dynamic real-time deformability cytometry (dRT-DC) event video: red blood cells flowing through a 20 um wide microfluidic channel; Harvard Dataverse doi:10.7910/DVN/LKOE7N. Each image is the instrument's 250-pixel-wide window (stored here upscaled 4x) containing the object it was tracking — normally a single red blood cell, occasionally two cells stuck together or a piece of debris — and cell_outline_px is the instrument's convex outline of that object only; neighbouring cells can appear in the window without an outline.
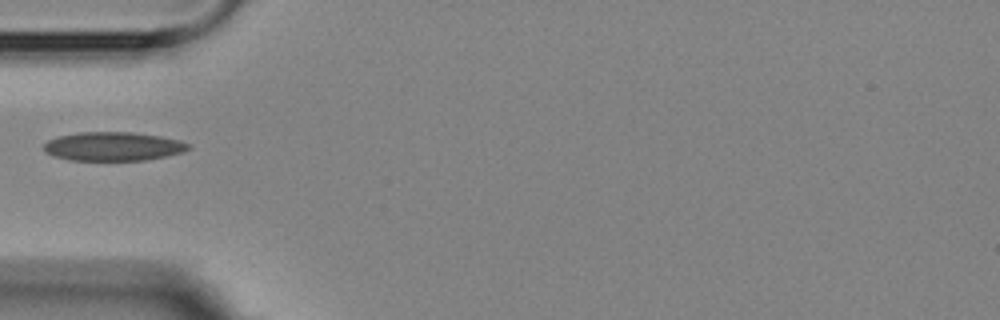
{"species": "Egyptian fruit bat (a non-hibernating species)", "species_latin": "Rousettus aegyptiacus", "temperature_condition": "room temperature", "stored_images_in_passage": 8, "camera_frame_rate_fps": 3000, "um_per_image_px": 0.085, "animal": {"sex": "female"}, "frame": {"image": 1, "passage_image": 4, "time_ms": 5.0, "image_size_px": [1000, 320], "cell_outline_px": [[192, 148], [184, 152], [144, 160], [68, 160], [56, 156], [48, 152], [44, 148], [44, 144], [48, 140], [56, 136], [76, 132], [132, 132], [160, 136], [180, 140], [192, 144]], "centroid_in_image_um": [9.66, 12.43], "position_along_channel_um": 75.3, "area_um2": 24.33}}
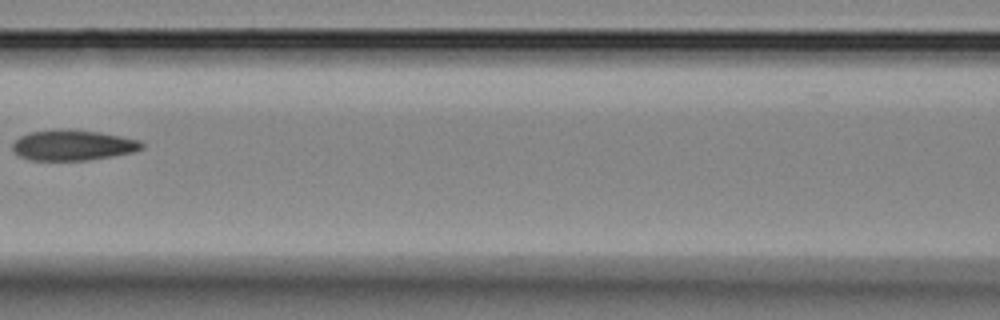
{"frame": {"image": 2, "passage_image": 6, "time_ms": 7.333, "image_size_px": [1000, 320], "cell_outline_px": [[144, 148], [136, 152], [112, 156], [84, 160], [32, 160], [20, 156], [12, 148], [12, 144], [20, 136], [28, 132], [52, 128], [60, 128], [100, 132], [140, 140], [144, 144]], "centroid_in_image_um": [6.21, 12.32], "position_along_channel_um": 160.4, "area_um2": 23.18}}
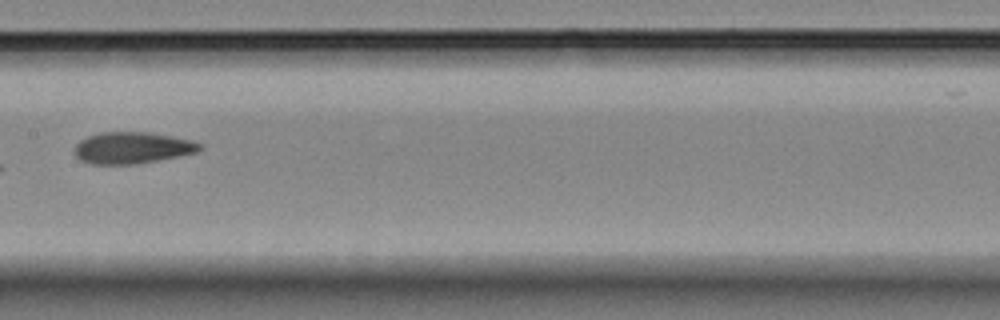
{"frame": {"image": 3, "passage_image": 7, "time_ms": 8.333, "image_size_px": [1000, 320], "cell_outline_px": [[204, 148], [196, 152], [180, 156], [136, 164], [92, 164], [80, 160], [72, 152], [76, 144], [80, 140], [88, 136], [100, 132], [148, 132], [192, 140], [204, 144]], "centroid_in_image_um": [11.24, 12.56], "position_along_channel_um": 196.2, "area_um2": 23.24}}